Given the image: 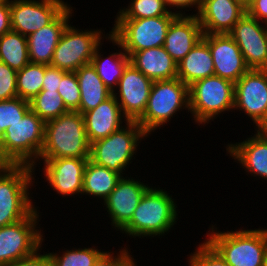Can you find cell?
I'll list each match as a JSON object with an SVG mask.
<instances>
[{
	"label": "cell",
	"mask_w": 267,
	"mask_h": 266,
	"mask_svg": "<svg viewBox=\"0 0 267 266\" xmlns=\"http://www.w3.org/2000/svg\"><path fill=\"white\" fill-rule=\"evenodd\" d=\"M163 1L170 12H173L176 15H184V16L185 15H197L199 13V10L201 7V2H202V0H163ZM192 7L196 8V10H194L196 13L193 14V12H192V14H186L185 11H191V10H187V9L188 8L190 9ZM176 9L177 10L181 9V10L177 11Z\"/></svg>",
	"instance_id": "ab89813d"
},
{
	"label": "cell",
	"mask_w": 267,
	"mask_h": 266,
	"mask_svg": "<svg viewBox=\"0 0 267 266\" xmlns=\"http://www.w3.org/2000/svg\"><path fill=\"white\" fill-rule=\"evenodd\" d=\"M73 11L69 4L50 24L27 36L30 63L50 65L61 34L71 21Z\"/></svg>",
	"instance_id": "ffe728a7"
},
{
	"label": "cell",
	"mask_w": 267,
	"mask_h": 266,
	"mask_svg": "<svg viewBox=\"0 0 267 266\" xmlns=\"http://www.w3.org/2000/svg\"><path fill=\"white\" fill-rule=\"evenodd\" d=\"M106 40L110 43L112 42L114 46L117 45L118 51L111 53L108 57H104L100 53L103 43H100L95 49L91 64L96 69L97 75L101 78L105 86L113 92L117 88L124 70L130 64V58L121 44L110 33L106 37Z\"/></svg>",
	"instance_id": "d4e9b609"
},
{
	"label": "cell",
	"mask_w": 267,
	"mask_h": 266,
	"mask_svg": "<svg viewBox=\"0 0 267 266\" xmlns=\"http://www.w3.org/2000/svg\"><path fill=\"white\" fill-rule=\"evenodd\" d=\"M147 137L136 121H129L106 138L91 143L89 160L123 176L135 159L142 139Z\"/></svg>",
	"instance_id": "8992f818"
},
{
	"label": "cell",
	"mask_w": 267,
	"mask_h": 266,
	"mask_svg": "<svg viewBox=\"0 0 267 266\" xmlns=\"http://www.w3.org/2000/svg\"><path fill=\"white\" fill-rule=\"evenodd\" d=\"M189 112L196 124L208 125L226 111H234V83L210 76L189 86Z\"/></svg>",
	"instance_id": "ba28073f"
},
{
	"label": "cell",
	"mask_w": 267,
	"mask_h": 266,
	"mask_svg": "<svg viewBox=\"0 0 267 266\" xmlns=\"http://www.w3.org/2000/svg\"><path fill=\"white\" fill-rule=\"evenodd\" d=\"M5 1H10V0H0V3H1V2H5Z\"/></svg>",
	"instance_id": "c3c4849f"
},
{
	"label": "cell",
	"mask_w": 267,
	"mask_h": 266,
	"mask_svg": "<svg viewBox=\"0 0 267 266\" xmlns=\"http://www.w3.org/2000/svg\"><path fill=\"white\" fill-rule=\"evenodd\" d=\"M30 110L28 101L20 97L0 101V128L3 132Z\"/></svg>",
	"instance_id": "836d02e7"
},
{
	"label": "cell",
	"mask_w": 267,
	"mask_h": 266,
	"mask_svg": "<svg viewBox=\"0 0 267 266\" xmlns=\"http://www.w3.org/2000/svg\"><path fill=\"white\" fill-rule=\"evenodd\" d=\"M89 157L90 144L80 112L69 111L45 122L44 144L39 159Z\"/></svg>",
	"instance_id": "3957f363"
},
{
	"label": "cell",
	"mask_w": 267,
	"mask_h": 266,
	"mask_svg": "<svg viewBox=\"0 0 267 266\" xmlns=\"http://www.w3.org/2000/svg\"><path fill=\"white\" fill-rule=\"evenodd\" d=\"M65 72L51 65H45L42 90L58 91L61 78Z\"/></svg>",
	"instance_id": "60d3db41"
},
{
	"label": "cell",
	"mask_w": 267,
	"mask_h": 266,
	"mask_svg": "<svg viewBox=\"0 0 267 266\" xmlns=\"http://www.w3.org/2000/svg\"><path fill=\"white\" fill-rule=\"evenodd\" d=\"M0 61L19 71L28 63L27 37L13 30L0 37Z\"/></svg>",
	"instance_id": "f1b7e54d"
},
{
	"label": "cell",
	"mask_w": 267,
	"mask_h": 266,
	"mask_svg": "<svg viewBox=\"0 0 267 266\" xmlns=\"http://www.w3.org/2000/svg\"><path fill=\"white\" fill-rule=\"evenodd\" d=\"M189 254V266H229L221 255L205 240Z\"/></svg>",
	"instance_id": "d590c367"
},
{
	"label": "cell",
	"mask_w": 267,
	"mask_h": 266,
	"mask_svg": "<svg viewBox=\"0 0 267 266\" xmlns=\"http://www.w3.org/2000/svg\"><path fill=\"white\" fill-rule=\"evenodd\" d=\"M150 187L131 175L118 180L115 189L102 203L111 219V227L121 231L129 223L142 196Z\"/></svg>",
	"instance_id": "2e32d148"
},
{
	"label": "cell",
	"mask_w": 267,
	"mask_h": 266,
	"mask_svg": "<svg viewBox=\"0 0 267 266\" xmlns=\"http://www.w3.org/2000/svg\"><path fill=\"white\" fill-rule=\"evenodd\" d=\"M75 73L81 95L77 112L84 114L113 95V92L105 86L97 75L96 69L92 64L81 66Z\"/></svg>",
	"instance_id": "4316f807"
},
{
	"label": "cell",
	"mask_w": 267,
	"mask_h": 266,
	"mask_svg": "<svg viewBox=\"0 0 267 266\" xmlns=\"http://www.w3.org/2000/svg\"><path fill=\"white\" fill-rule=\"evenodd\" d=\"M229 35L240 48L249 69L267 70V24L245 13Z\"/></svg>",
	"instance_id": "5bb4252c"
},
{
	"label": "cell",
	"mask_w": 267,
	"mask_h": 266,
	"mask_svg": "<svg viewBox=\"0 0 267 266\" xmlns=\"http://www.w3.org/2000/svg\"><path fill=\"white\" fill-rule=\"evenodd\" d=\"M34 175L28 165H0V228L25 219L37 208L30 195Z\"/></svg>",
	"instance_id": "277c9868"
},
{
	"label": "cell",
	"mask_w": 267,
	"mask_h": 266,
	"mask_svg": "<svg viewBox=\"0 0 267 266\" xmlns=\"http://www.w3.org/2000/svg\"><path fill=\"white\" fill-rule=\"evenodd\" d=\"M42 248H38L32 255L14 261L4 266H51L49 253L41 254Z\"/></svg>",
	"instance_id": "f35d334b"
},
{
	"label": "cell",
	"mask_w": 267,
	"mask_h": 266,
	"mask_svg": "<svg viewBox=\"0 0 267 266\" xmlns=\"http://www.w3.org/2000/svg\"><path fill=\"white\" fill-rule=\"evenodd\" d=\"M234 110L242 111L253 124L254 129L267 116V70L249 69L234 84Z\"/></svg>",
	"instance_id": "7c38bea8"
},
{
	"label": "cell",
	"mask_w": 267,
	"mask_h": 266,
	"mask_svg": "<svg viewBox=\"0 0 267 266\" xmlns=\"http://www.w3.org/2000/svg\"><path fill=\"white\" fill-rule=\"evenodd\" d=\"M3 139H4V132L0 128V165H3Z\"/></svg>",
	"instance_id": "f6af8a7d"
},
{
	"label": "cell",
	"mask_w": 267,
	"mask_h": 266,
	"mask_svg": "<svg viewBox=\"0 0 267 266\" xmlns=\"http://www.w3.org/2000/svg\"><path fill=\"white\" fill-rule=\"evenodd\" d=\"M246 13L267 24V0H252L246 8Z\"/></svg>",
	"instance_id": "b9f144b4"
},
{
	"label": "cell",
	"mask_w": 267,
	"mask_h": 266,
	"mask_svg": "<svg viewBox=\"0 0 267 266\" xmlns=\"http://www.w3.org/2000/svg\"><path fill=\"white\" fill-rule=\"evenodd\" d=\"M10 1L0 3V37L11 31Z\"/></svg>",
	"instance_id": "7bdbcfd3"
},
{
	"label": "cell",
	"mask_w": 267,
	"mask_h": 266,
	"mask_svg": "<svg viewBox=\"0 0 267 266\" xmlns=\"http://www.w3.org/2000/svg\"><path fill=\"white\" fill-rule=\"evenodd\" d=\"M45 65L28 63L17 71V97L31 101L41 90Z\"/></svg>",
	"instance_id": "f546056e"
},
{
	"label": "cell",
	"mask_w": 267,
	"mask_h": 266,
	"mask_svg": "<svg viewBox=\"0 0 267 266\" xmlns=\"http://www.w3.org/2000/svg\"><path fill=\"white\" fill-rule=\"evenodd\" d=\"M68 5L63 0H10L11 29L27 37L50 24Z\"/></svg>",
	"instance_id": "4fadbf2b"
},
{
	"label": "cell",
	"mask_w": 267,
	"mask_h": 266,
	"mask_svg": "<svg viewBox=\"0 0 267 266\" xmlns=\"http://www.w3.org/2000/svg\"><path fill=\"white\" fill-rule=\"evenodd\" d=\"M17 97V71L0 61V101Z\"/></svg>",
	"instance_id": "8d00e7d4"
},
{
	"label": "cell",
	"mask_w": 267,
	"mask_h": 266,
	"mask_svg": "<svg viewBox=\"0 0 267 266\" xmlns=\"http://www.w3.org/2000/svg\"><path fill=\"white\" fill-rule=\"evenodd\" d=\"M240 2L245 8L252 2V0H236Z\"/></svg>",
	"instance_id": "bcb514c9"
},
{
	"label": "cell",
	"mask_w": 267,
	"mask_h": 266,
	"mask_svg": "<svg viewBox=\"0 0 267 266\" xmlns=\"http://www.w3.org/2000/svg\"><path fill=\"white\" fill-rule=\"evenodd\" d=\"M214 64V75L234 84L249 70L242 52L229 34H203Z\"/></svg>",
	"instance_id": "ac0fdd59"
},
{
	"label": "cell",
	"mask_w": 267,
	"mask_h": 266,
	"mask_svg": "<svg viewBox=\"0 0 267 266\" xmlns=\"http://www.w3.org/2000/svg\"><path fill=\"white\" fill-rule=\"evenodd\" d=\"M43 162H40V161ZM42 168L45 182L50 188L65 196L82 195L84 171L88 159L79 158H57V159H38Z\"/></svg>",
	"instance_id": "e0dca14e"
},
{
	"label": "cell",
	"mask_w": 267,
	"mask_h": 266,
	"mask_svg": "<svg viewBox=\"0 0 267 266\" xmlns=\"http://www.w3.org/2000/svg\"><path fill=\"white\" fill-rule=\"evenodd\" d=\"M163 15H176L169 11L163 0H131L128 6L118 10L115 19H143Z\"/></svg>",
	"instance_id": "1f68e13d"
},
{
	"label": "cell",
	"mask_w": 267,
	"mask_h": 266,
	"mask_svg": "<svg viewBox=\"0 0 267 266\" xmlns=\"http://www.w3.org/2000/svg\"><path fill=\"white\" fill-rule=\"evenodd\" d=\"M29 104L30 109L44 122L69 112L58 91L41 90Z\"/></svg>",
	"instance_id": "4dcf8cb0"
},
{
	"label": "cell",
	"mask_w": 267,
	"mask_h": 266,
	"mask_svg": "<svg viewBox=\"0 0 267 266\" xmlns=\"http://www.w3.org/2000/svg\"><path fill=\"white\" fill-rule=\"evenodd\" d=\"M153 81L131 63L126 67L113 96L123 115L129 121H137L144 113Z\"/></svg>",
	"instance_id": "9a60e30c"
},
{
	"label": "cell",
	"mask_w": 267,
	"mask_h": 266,
	"mask_svg": "<svg viewBox=\"0 0 267 266\" xmlns=\"http://www.w3.org/2000/svg\"><path fill=\"white\" fill-rule=\"evenodd\" d=\"M178 15L143 19H115L109 33L130 57L134 52L164 45L170 23Z\"/></svg>",
	"instance_id": "9c48e42d"
},
{
	"label": "cell",
	"mask_w": 267,
	"mask_h": 266,
	"mask_svg": "<svg viewBox=\"0 0 267 266\" xmlns=\"http://www.w3.org/2000/svg\"><path fill=\"white\" fill-rule=\"evenodd\" d=\"M167 191L150 187L142 196L129 223L121 230L131 238L164 236L177 223V202ZM133 236V237H132Z\"/></svg>",
	"instance_id": "6da1fadb"
},
{
	"label": "cell",
	"mask_w": 267,
	"mask_h": 266,
	"mask_svg": "<svg viewBox=\"0 0 267 266\" xmlns=\"http://www.w3.org/2000/svg\"><path fill=\"white\" fill-rule=\"evenodd\" d=\"M188 110L189 114V86L179 78L171 80L153 81L148 103L143 115L136 121L149 136L160 129L171 118L180 112Z\"/></svg>",
	"instance_id": "52a82bcc"
},
{
	"label": "cell",
	"mask_w": 267,
	"mask_h": 266,
	"mask_svg": "<svg viewBox=\"0 0 267 266\" xmlns=\"http://www.w3.org/2000/svg\"><path fill=\"white\" fill-rule=\"evenodd\" d=\"M121 177L115 171L99 166L88 159L84 171L82 195L92 196L104 202Z\"/></svg>",
	"instance_id": "83f0119b"
},
{
	"label": "cell",
	"mask_w": 267,
	"mask_h": 266,
	"mask_svg": "<svg viewBox=\"0 0 267 266\" xmlns=\"http://www.w3.org/2000/svg\"><path fill=\"white\" fill-rule=\"evenodd\" d=\"M104 251L97 247L72 248L60 253L49 252L51 266H94ZM61 254V255H60Z\"/></svg>",
	"instance_id": "d6a6232c"
},
{
	"label": "cell",
	"mask_w": 267,
	"mask_h": 266,
	"mask_svg": "<svg viewBox=\"0 0 267 266\" xmlns=\"http://www.w3.org/2000/svg\"><path fill=\"white\" fill-rule=\"evenodd\" d=\"M217 230L212 224L205 239L229 266H263L267 251V228H241L226 232Z\"/></svg>",
	"instance_id": "7a4b0ae2"
},
{
	"label": "cell",
	"mask_w": 267,
	"mask_h": 266,
	"mask_svg": "<svg viewBox=\"0 0 267 266\" xmlns=\"http://www.w3.org/2000/svg\"><path fill=\"white\" fill-rule=\"evenodd\" d=\"M203 34L196 15H178L170 23L163 47L178 63L203 38Z\"/></svg>",
	"instance_id": "7402d4cb"
},
{
	"label": "cell",
	"mask_w": 267,
	"mask_h": 266,
	"mask_svg": "<svg viewBox=\"0 0 267 266\" xmlns=\"http://www.w3.org/2000/svg\"><path fill=\"white\" fill-rule=\"evenodd\" d=\"M38 207L25 219L0 228V266L32 255L45 241ZM39 225V227H38Z\"/></svg>",
	"instance_id": "8fae6325"
},
{
	"label": "cell",
	"mask_w": 267,
	"mask_h": 266,
	"mask_svg": "<svg viewBox=\"0 0 267 266\" xmlns=\"http://www.w3.org/2000/svg\"><path fill=\"white\" fill-rule=\"evenodd\" d=\"M130 63L152 81L177 78V62L163 46L134 52Z\"/></svg>",
	"instance_id": "cb8c5ba5"
},
{
	"label": "cell",
	"mask_w": 267,
	"mask_h": 266,
	"mask_svg": "<svg viewBox=\"0 0 267 266\" xmlns=\"http://www.w3.org/2000/svg\"><path fill=\"white\" fill-rule=\"evenodd\" d=\"M256 131H258L263 137L267 139V116L265 120L257 127Z\"/></svg>",
	"instance_id": "ee69618b"
},
{
	"label": "cell",
	"mask_w": 267,
	"mask_h": 266,
	"mask_svg": "<svg viewBox=\"0 0 267 266\" xmlns=\"http://www.w3.org/2000/svg\"><path fill=\"white\" fill-rule=\"evenodd\" d=\"M250 136L242 142L228 143L226 153L248 174L267 181V139L256 130Z\"/></svg>",
	"instance_id": "603a6c76"
},
{
	"label": "cell",
	"mask_w": 267,
	"mask_h": 266,
	"mask_svg": "<svg viewBox=\"0 0 267 266\" xmlns=\"http://www.w3.org/2000/svg\"><path fill=\"white\" fill-rule=\"evenodd\" d=\"M82 115L89 144L106 138L129 122L113 95Z\"/></svg>",
	"instance_id": "44dd1931"
},
{
	"label": "cell",
	"mask_w": 267,
	"mask_h": 266,
	"mask_svg": "<svg viewBox=\"0 0 267 266\" xmlns=\"http://www.w3.org/2000/svg\"><path fill=\"white\" fill-rule=\"evenodd\" d=\"M246 13V8L236 0H202L196 15L203 33L229 34Z\"/></svg>",
	"instance_id": "d6986e66"
},
{
	"label": "cell",
	"mask_w": 267,
	"mask_h": 266,
	"mask_svg": "<svg viewBox=\"0 0 267 266\" xmlns=\"http://www.w3.org/2000/svg\"><path fill=\"white\" fill-rule=\"evenodd\" d=\"M263 266H267V251L264 257V262H263Z\"/></svg>",
	"instance_id": "7dc6e473"
},
{
	"label": "cell",
	"mask_w": 267,
	"mask_h": 266,
	"mask_svg": "<svg viewBox=\"0 0 267 266\" xmlns=\"http://www.w3.org/2000/svg\"><path fill=\"white\" fill-rule=\"evenodd\" d=\"M126 247H121V250L119 249V252L115 253L104 251L99 258L94 263V266H137L133 257L130 253V250Z\"/></svg>",
	"instance_id": "74e56055"
},
{
	"label": "cell",
	"mask_w": 267,
	"mask_h": 266,
	"mask_svg": "<svg viewBox=\"0 0 267 266\" xmlns=\"http://www.w3.org/2000/svg\"><path fill=\"white\" fill-rule=\"evenodd\" d=\"M214 76V64L208 44L201 39L191 51L177 63V78L190 86L193 82Z\"/></svg>",
	"instance_id": "484cf974"
},
{
	"label": "cell",
	"mask_w": 267,
	"mask_h": 266,
	"mask_svg": "<svg viewBox=\"0 0 267 266\" xmlns=\"http://www.w3.org/2000/svg\"><path fill=\"white\" fill-rule=\"evenodd\" d=\"M44 132L45 122L31 109L7 127L3 139V165H28L36 170Z\"/></svg>",
	"instance_id": "5b68a950"
},
{
	"label": "cell",
	"mask_w": 267,
	"mask_h": 266,
	"mask_svg": "<svg viewBox=\"0 0 267 266\" xmlns=\"http://www.w3.org/2000/svg\"><path fill=\"white\" fill-rule=\"evenodd\" d=\"M108 34L105 35L101 28L82 30L69 22L61 34L50 65L75 72L81 66L91 64L96 47L104 42Z\"/></svg>",
	"instance_id": "30bf717a"
},
{
	"label": "cell",
	"mask_w": 267,
	"mask_h": 266,
	"mask_svg": "<svg viewBox=\"0 0 267 266\" xmlns=\"http://www.w3.org/2000/svg\"><path fill=\"white\" fill-rule=\"evenodd\" d=\"M58 93L69 111L79 109L81 95L75 72H65L58 87Z\"/></svg>",
	"instance_id": "e575fe53"
}]
</instances>
